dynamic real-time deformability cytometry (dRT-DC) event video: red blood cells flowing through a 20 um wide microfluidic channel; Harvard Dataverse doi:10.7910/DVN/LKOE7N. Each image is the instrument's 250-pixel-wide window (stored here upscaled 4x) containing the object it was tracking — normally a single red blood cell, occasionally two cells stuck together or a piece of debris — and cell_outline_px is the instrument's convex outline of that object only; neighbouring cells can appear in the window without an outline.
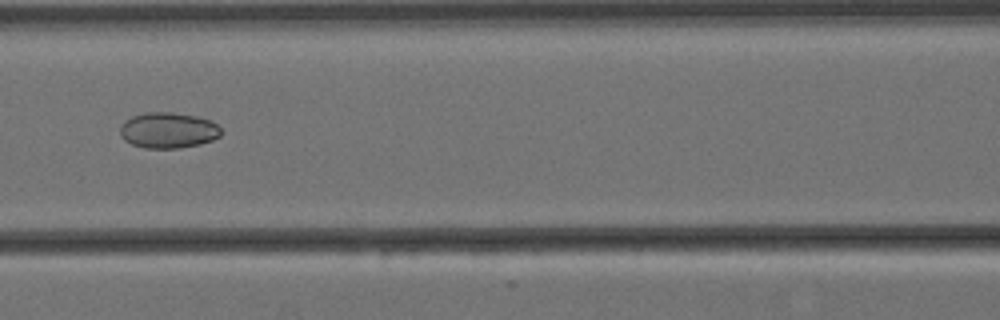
{"species": "Egyptian fruit bat (a non-hibernating species)", "species_latin": "Rousettus aegyptiacus", "temperature_condition": "cold", "stored_images_in_passage": 6, "camera_frame_rate_fps": 3000, "um_per_image_px": 0.085, "animal": {"sex": "female"}, "frame": {"image": 1, "passage_image": 4, "time_ms": 1.0, "image_size_px": [1000, 320], "cell_outline_px": [[224, 132], [220, 136], [212, 140], [200, 144], [180, 148], [144, 148], [132, 144], [124, 140], [120, 136], [120, 124], [124, 120], [132, 116], [144, 112], [172, 112], [196, 116], [208, 120], [216, 124]], "centroid_in_image_um": [14.27, 11.07], "position_along_channel_um": 152.3, "area_um2": 21.27}}
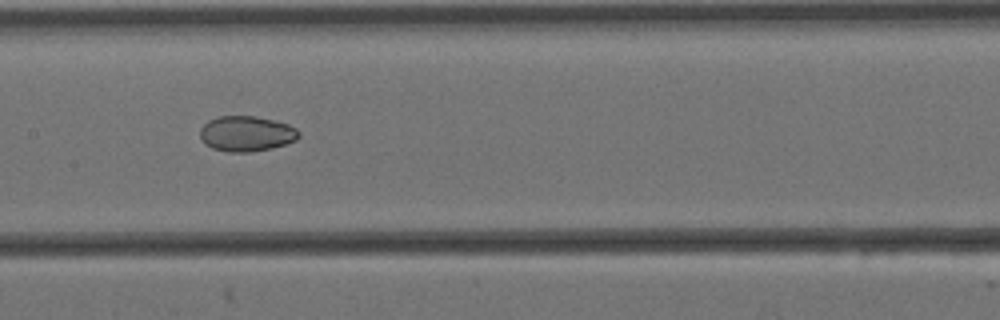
{"frame": {"image": 2, "passage_image": 5, "time_ms": 1.333, "image_size_px": [1000, 320], "cell_outline_px": [[300, 136], [296, 140], [272, 148], [248, 152], [228, 152], [212, 148], [204, 144], [200, 136], [200, 128], [208, 120], [220, 116], [256, 116], [288, 124], [296, 128], [300, 132]], "centroid_in_image_um": [20.93, 11.36], "position_along_channel_um": 186.5, "area_um2": 20.4}}